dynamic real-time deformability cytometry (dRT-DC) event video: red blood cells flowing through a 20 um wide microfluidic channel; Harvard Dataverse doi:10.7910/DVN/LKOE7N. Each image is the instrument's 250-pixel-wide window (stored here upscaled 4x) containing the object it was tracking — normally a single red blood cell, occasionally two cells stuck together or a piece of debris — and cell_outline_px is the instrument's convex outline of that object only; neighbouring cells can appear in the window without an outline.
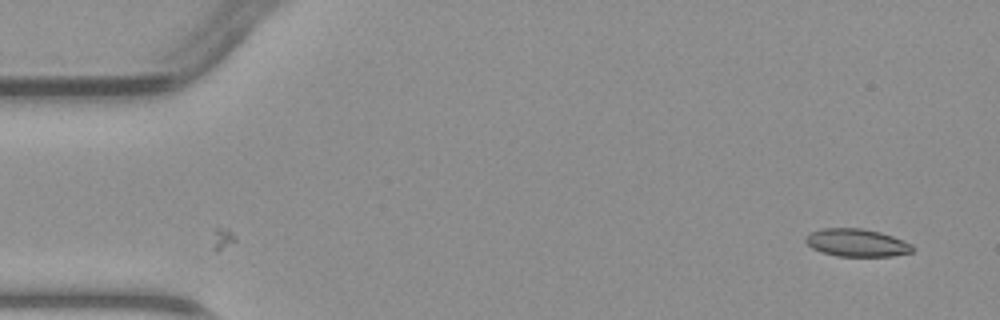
{"species": "common noctule bat (a hibernating species)", "species_latin": "Nyctalus noctula", "temperature_condition": "warm", "stored_images_in_passage": 2, "camera_frame_rate_fps": 3000, "um_per_image_px": 0.085, "animal": {"sex": "male", "body_mass_g": 23.1, "forearm_length_mm": 52.7}, "frame": {"image": 1, "passage_image": 2, "time_ms": 0.333, "image_size_px": [1000, 320], "cell_outline_px": [[916, 248], [912, 252], [892, 256], [836, 256], [820, 252], [812, 248], [804, 240], [804, 236], [820, 228], [864, 228], [880, 232], [892, 236], [912, 244]], "centroid_in_image_um": [72.81, 20.63], "position_along_channel_um": 12.2, "area_um2": 17.46}}